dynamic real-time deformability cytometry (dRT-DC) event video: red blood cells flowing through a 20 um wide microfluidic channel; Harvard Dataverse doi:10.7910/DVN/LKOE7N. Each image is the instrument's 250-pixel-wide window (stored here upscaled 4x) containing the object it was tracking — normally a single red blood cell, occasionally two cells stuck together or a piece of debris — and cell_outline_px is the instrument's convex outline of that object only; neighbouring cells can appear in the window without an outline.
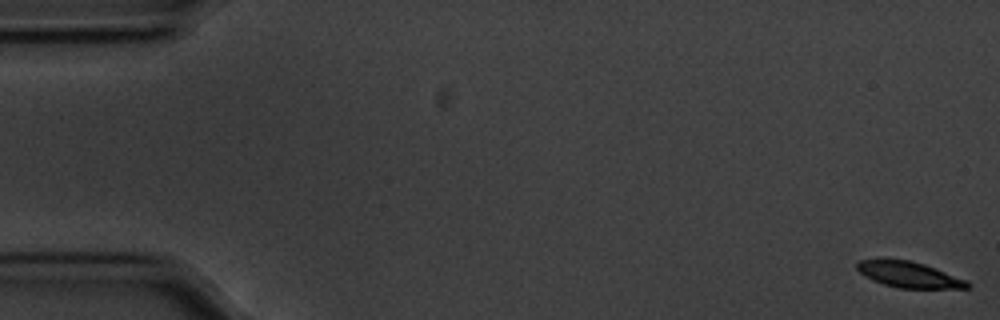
{"species": "common noctule bat (a hibernating species)", "species_latin": "Nyctalus noctula", "temperature_condition": "cold", "stored_images_in_passage": 58, "camera_frame_rate_fps": 3000, "um_per_image_px": 0.085, "animal": {"sex": "male", "body_mass_g": 20.1, "forearm_length_mm": 53.5}, "frame": {"image": 1, "passage_image": 1, "time_ms": 0.0, "image_size_px": [1000, 320], "cell_outline_px": [[972, 284], [968, 288], [900, 288], [884, 284], [872, 280], [864, 276], [856, 268], [856, 264], [860, 260], [876, 256], [884, 256], [908, 260], [924, 264], [936, 268], [968, 280]], "centroid_in_image_um": [77.2, 23.29], "position_along_channel_um": 7.8, "area_um2": 17.28}}
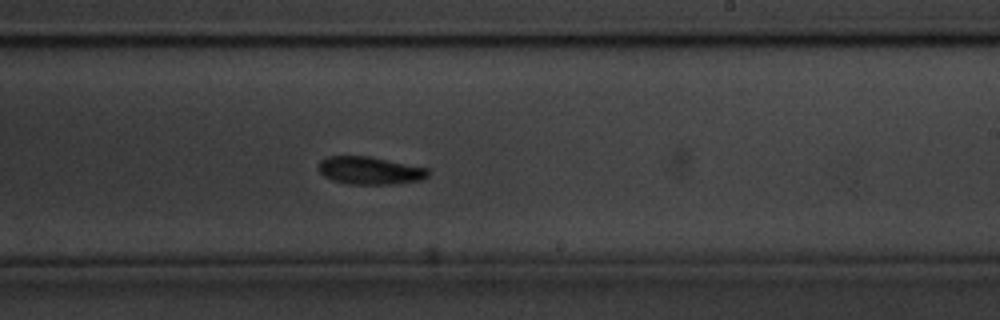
{"frame": {"image": 2, "passage_image": 34, "time_ms": 11.0, "image_size_px": [1000, 320], "cell_outline_px": [[428, 176], [420, 180], [396, 184], [348, 184], [332, 180], [324, 176], [316, 168], [320, 160], [328, 156], [368, 156], [428, 168]], "centroid_in_image_um": [31.39, 14.5], "position_along_channel_um": 257.6, "area_um2": 17.74}}
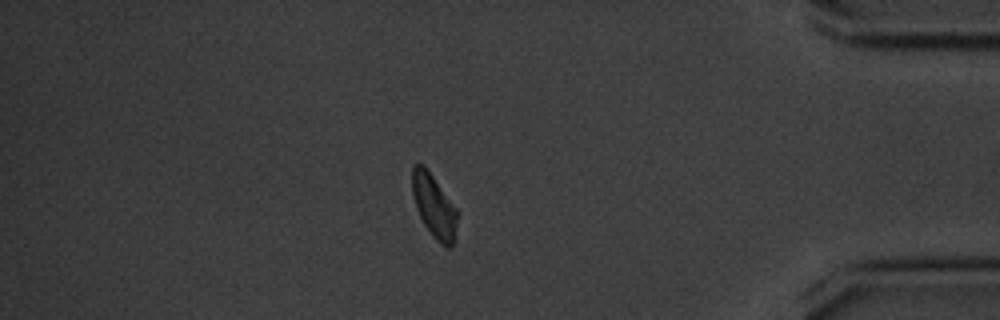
{"frame": {"image": 3, "passage_image": 49, "time_ms": 16.0, "image_size_px": [1000, 320], "cell_outline_px": [[460, 212], [456, 240], [452, 248], [444, 248], [432, 236], [424, 224], [416, 208], [412, 196], [412, 164], [424, 164]], "centroid_in_image_um": [36.95, 17.57], "position_along_channel_um": 398.3, "area_um2": 17.4}, "authors_computed_cell_mechanics": {"area_um2": 17.7157, "velocity_mm_per_s": 3.522, "shape_relaxation_time_tau1_ms": 2.3834, "shape_relaxation_time_tau2_ms": null, "deformation_change_tau1": 0.0923, "deformation_change_tau2": null}}